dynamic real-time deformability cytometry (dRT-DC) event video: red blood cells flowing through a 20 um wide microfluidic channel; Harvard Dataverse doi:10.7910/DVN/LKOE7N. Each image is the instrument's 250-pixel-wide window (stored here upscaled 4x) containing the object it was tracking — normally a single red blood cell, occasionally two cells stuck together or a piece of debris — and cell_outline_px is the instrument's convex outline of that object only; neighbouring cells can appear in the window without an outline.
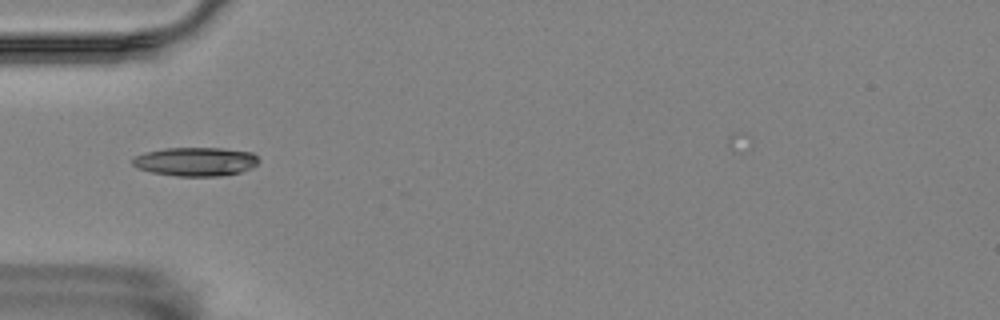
{"species": "Egyptian fruit bat (a non-hibernating species)", "species_latin": "Rousettus aegyptiacus", "temperature_condition": "room temperature", "stored_images_in_passage": 6, "camera_frame_rate_fps": 3000, "um_per_image_px": 0.085, "animal": {"sex": "female"}, "frame": {"image": 1, "passage_image": 6, "time_ms": 1.667, "image_size_px": [1000, 320], "cell_outline_px": [[260, 160], [252, 168], [240, 172], [220, 176], [176, 176], [152, 172], [136, 168], [132, 164], [132, 156], [144, 152], [164, 148], [220, 148], [252, 152]], "centroid_in_image_um": [16.59, 13.73], "position_along_channel_um": 68.4, "area_um2": 21.33}}